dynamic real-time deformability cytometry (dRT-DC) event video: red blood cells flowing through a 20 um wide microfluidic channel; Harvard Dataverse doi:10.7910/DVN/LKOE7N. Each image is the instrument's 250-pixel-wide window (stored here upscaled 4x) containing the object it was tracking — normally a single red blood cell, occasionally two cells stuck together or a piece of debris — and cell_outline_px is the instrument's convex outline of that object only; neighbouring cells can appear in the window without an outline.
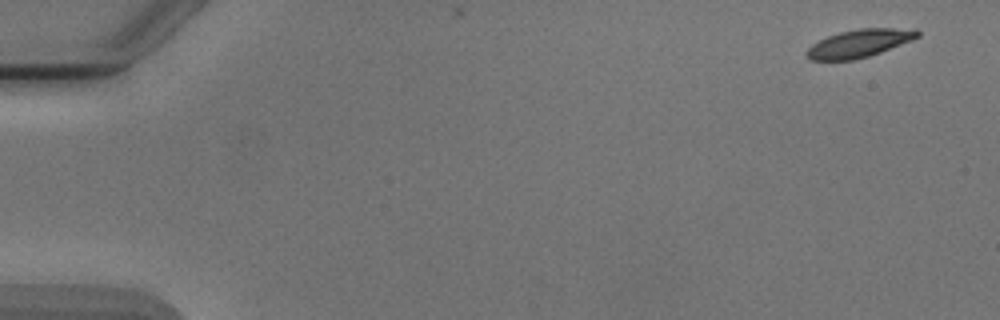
{"species": "Egyptian fruit bat (a non-hibernating species)", "species_latin": "Rousettus aegyptiacus", "temperature_condition": "cold", "stored_images_in_passage": 3, "camera_frame_rate_fps": 3000, "um_per_image_px": 0.085, "animal": {"sex": "male"}, "frame": {"image": 1, "passage_image": 1, "time_ms": 0.0, "image_size_px": [1000, 320], "cell_outline_px": [[920, 36], [880, 52], [868, 56], [852, 60], [808, 60], [804, 52], [812, 44], [828, 36], [840, 32], [860, 28], [916, 28], [920, 32]], "centroid_in_image_um": [73.02, 3.68], "position_along_channel_um": 12.0, "area_um2": 17.92}}